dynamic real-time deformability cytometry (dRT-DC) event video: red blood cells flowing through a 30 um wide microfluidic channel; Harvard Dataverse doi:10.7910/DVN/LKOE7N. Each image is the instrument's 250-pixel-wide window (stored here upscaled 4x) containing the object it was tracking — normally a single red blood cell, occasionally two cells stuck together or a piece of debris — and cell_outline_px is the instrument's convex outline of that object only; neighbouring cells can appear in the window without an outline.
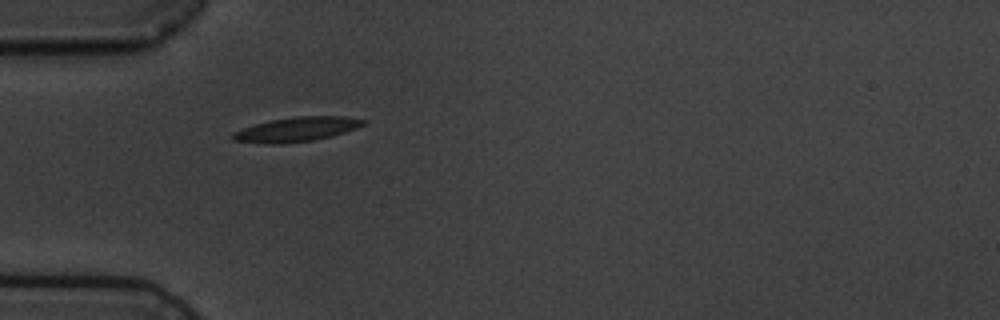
{"species": "common noctule bat (a hibernating species)", "species_latin": "Nyctalus noctula", "temperature_condition": "cold", "stored_images_in_passage": 3, "camera_frame_rate_fps": 3000, "um_per_image_px": 0.085, "animal": {"sex": "male", "body_mass_g": 19.5, "forearm_length_mm": 54.6}, "frame": {"image": 1, "passage_image": 1, "time_ms": 0.0, "image_size_px": [1000, 320], "cell_outline_px": [[364, 124], [356, 128], [332, 136], [312, 140], [280, 144], [268, 144], [232, 140], [228, 136], [232, 132], [256, 124], [272, 120], [296, 116], [344, 116], [364, 120]], "centroid_in_image_um": [25.16, 11.0], "position_along_channel_um": 59.8, "area_um2": 18.44}}
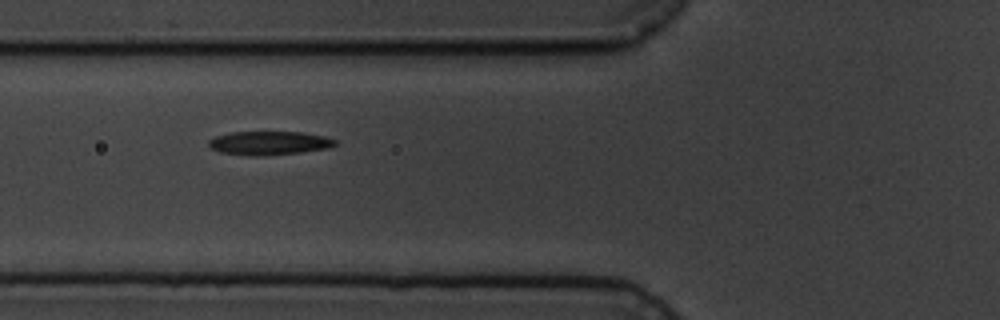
{"frame": {"image": 2, "passage_image": 2, "time_ms": 1.333, "image_size_px": [1000, 320], "cell_outline_px": [[340, 144], [328, 148], [300, 152], [264, 156], [248, 156], [220, 152], [208, 148], [208, 140], [216, 136], [228, 132], [304, 132], [324, 136], [340, 140]], "centroid_in_image_um": [22.9, 12.16], "position_along_channel_um": 102.9, "area_um2": 17.86}}
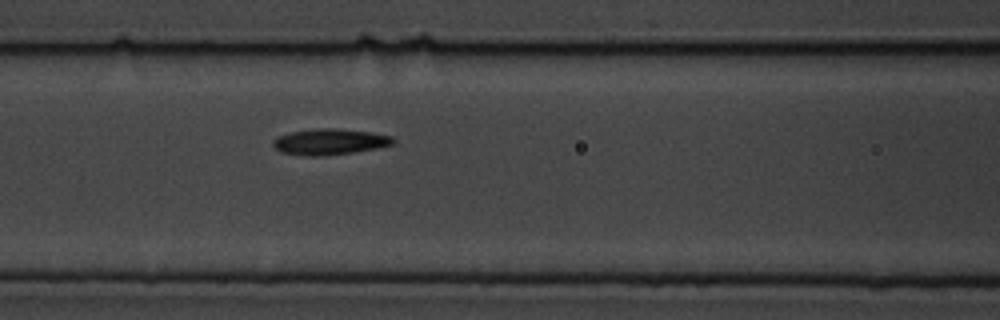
{"frame": {"image": 3, "passage_image": 3, "time_ms": 2.333, "image_size_px": [1000, 320], "cell_outline_px": [[396, 144], [376, 148], [352, 152], [320, 156], [308, 156], [280, 152], [272, 144], [272, 140], [276, 136], [292, 132], [316, 128], [336, 128], [372, 132], [392, 136], [396, 140]], "centroid_in_image_um": [28.04, 12.04], "position_along_channel_um": 138.6, "area_um2": 18.26}}